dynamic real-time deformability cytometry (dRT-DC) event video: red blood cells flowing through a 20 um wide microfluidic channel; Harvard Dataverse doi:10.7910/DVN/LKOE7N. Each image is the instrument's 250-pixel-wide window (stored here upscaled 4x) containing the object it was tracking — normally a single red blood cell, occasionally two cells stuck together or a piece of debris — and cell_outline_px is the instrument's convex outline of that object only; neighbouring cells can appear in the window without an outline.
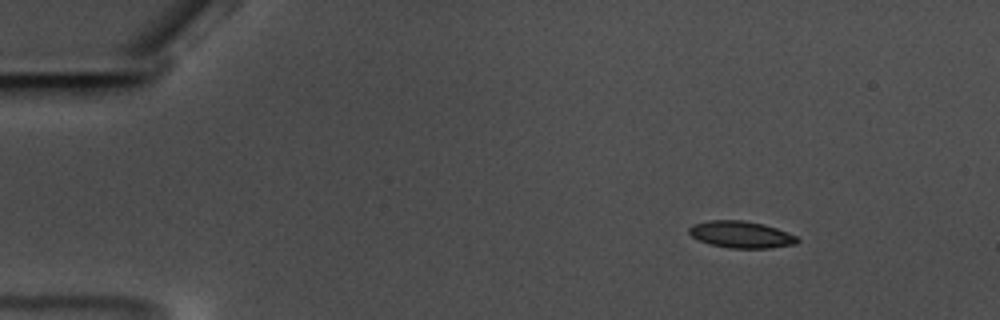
{"species": "common noctule bat (a hibernating species)", "species_latin": "Nyctalus noctula", "temperature_condition": "warm", "stored_images_in_passage": 59, "camera_frame_rate_fps": 3000, "um_per_image_px": 0.085, "animal": {"sex": "male", "body_mass_g": 17.5, "forearm_length_mm": 52.3}, "frame": {"image": 1, "passage_image": 8, "time_ms": 2.333, "image_size_px": [1000, 320], "cell_outline_px": [[800, 240], [796, 244], [772, 248], [732, 248], [712, 244], [700, 240], [692, 236], [688, 232], [688, 228], [692, 224], [708, 220], [744, 220], [764, 224], [788, 232], [796, 236]], "centroid_in_image_um": [63.01, 19.92], "position_along_channel_um": 22.0, "area_um2": 16.94}}
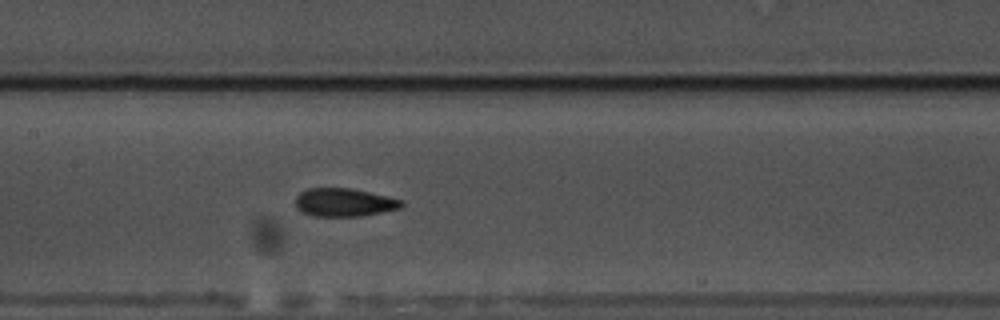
{"frame": {"image": 2, "passage_image": 29, "time_ms": 9.333, "image_size_px": [1000, 320], "cell_outline_px": [[404, 204], [400, 208], [364, 216], [312, 216], [296, 208], [296, 196], [300, 192], [308, 188], [352, 188], [388, 196], [404, 200]], "centroid_in_image_um": [29.27, 17.2], "position_along_channel_um": 178.1, "area_um2": 17.57}}
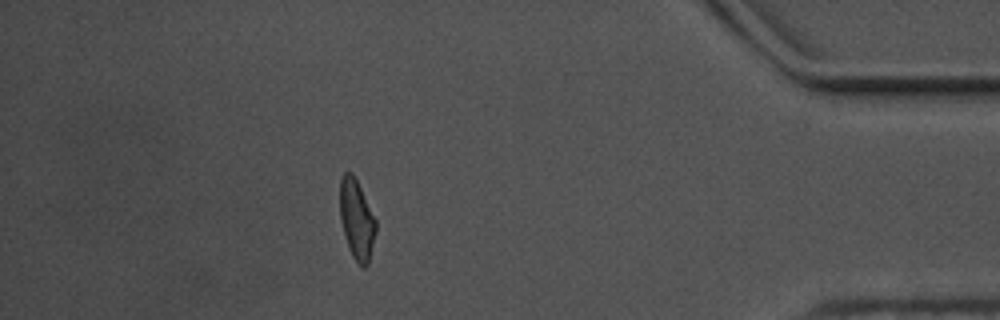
{"frame": {"image": 3, "passage_image": 52, "time_ms": 17.0, "image_size_px": [1000, 320], "cell_outline_px": [[376, 232], [368, 264], [364, 268], [360, 268], [352, 256], [348, 248], [340, 220], [340, 180], [344, 172], [352, 172], [376, 220]], "centroid_in_image_um": [30.31, 18.71], "position_along_channel_um": 404.9, "area_um2": 16.7}, "authors_computed_cell_mechanics": {"area_um2": 16.8776, "velocity_mm_per_s": 3.5153, "shape_relaxation_time_tau1_ms": 4.2049, "shape_relaxation_time_tau2_ms": 3.0947, "deformation_change_tau1": 0.145, "deformation_change_tau2": 0.0776}}